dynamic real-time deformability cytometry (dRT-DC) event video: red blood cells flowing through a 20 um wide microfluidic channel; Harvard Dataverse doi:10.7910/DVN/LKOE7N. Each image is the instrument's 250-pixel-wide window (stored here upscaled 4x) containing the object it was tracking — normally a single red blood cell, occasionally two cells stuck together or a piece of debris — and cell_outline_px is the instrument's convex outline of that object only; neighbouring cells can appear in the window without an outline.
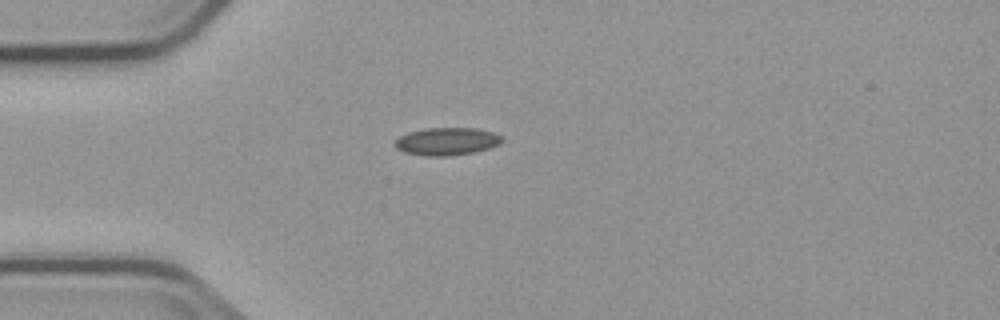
{"species": "common noctule bat (a hibernating species)", "species_latin": "Nyctalus noctula", "temperature_condition": "cold", "stored_images_in_passage": 3, "camera_frame_rate_fps": 3000, "um_per_image_px": 0.085, "animal": {"sex": "male", "body_mass_g": 23.1, "forearm_length_mm": 52.7}, "frame": {"image": 1, "passage_image": 1, "time_ms": 0.0, "image_size_px": [1000, 320], "cell_outline_px": [[504, 140], [500, 144], [488, 148], [472, 152], [452, 156], [424, 156], [404, 152], [396, 148], [392, 144], [400, 136], [424, 128], [476, 128], [492, 132], [504, 136]], "centroid_in_image_um": [37.99, 12.02], "position_along_channel_um": 47.0, "area_um2": 17.34}}
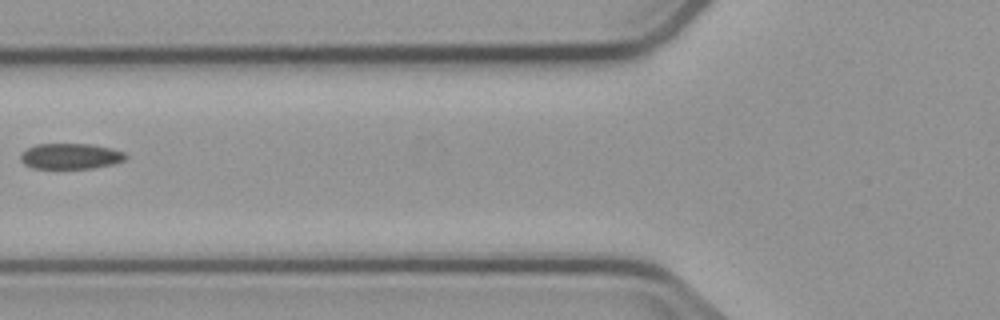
{"frame": {"image": 2, "passage_image": 3, "time_ms": 2.333, "image_size_px": [1000, 320], "cell_outline_px": [[128, 156], [124, 160], [112, 164], [92, 168], [32, 168], [24, 164], [20, 160], [20, 156], [28, 148], [36, 144], [92, 144], [112, 148], [124, 152]], "centroid_in_image_um": [6.01, 13.27], "position_along_channel_um": 119.8, "area_um2": 15.66}}